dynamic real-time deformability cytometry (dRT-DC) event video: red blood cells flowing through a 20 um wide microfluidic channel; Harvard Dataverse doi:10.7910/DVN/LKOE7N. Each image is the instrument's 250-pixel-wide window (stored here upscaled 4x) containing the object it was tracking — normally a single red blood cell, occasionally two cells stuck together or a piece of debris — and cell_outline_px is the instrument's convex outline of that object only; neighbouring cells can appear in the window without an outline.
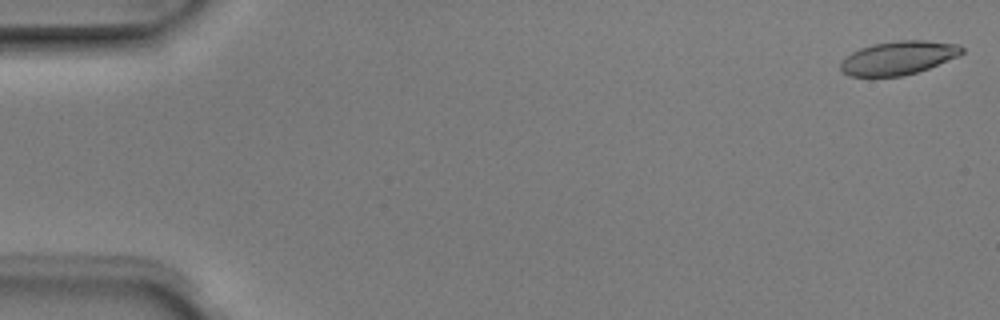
{"species": "Egyptian fruit bat (a non-hibernating species)", "species_latin": "Rousettus aegyptiacus", "temperature_condition": "room temperature", "stored_images_in_passage": 4, "camera_frame_rate_fps": 3000, "um_per_image_px": 0.085, "animal": {"sex": "male"}, "frame": {"image": 1, "passage_image": 1, "time_ms": 0.0, "image_size_px": [1000, 320], "cell_outline_px": [[964, 52], [956, 56], [928, 68], [904, 76], [848, 76], [840, 68], [840, 64], [852, 52], [860, 48], [872, 44], [900, 40], [924, 40], [960, 44], [964, 48]], "centroid_in_image_um": [76.37, 4.91], "position_along_channel_um": 8.6, "area_um2": 23.47}}